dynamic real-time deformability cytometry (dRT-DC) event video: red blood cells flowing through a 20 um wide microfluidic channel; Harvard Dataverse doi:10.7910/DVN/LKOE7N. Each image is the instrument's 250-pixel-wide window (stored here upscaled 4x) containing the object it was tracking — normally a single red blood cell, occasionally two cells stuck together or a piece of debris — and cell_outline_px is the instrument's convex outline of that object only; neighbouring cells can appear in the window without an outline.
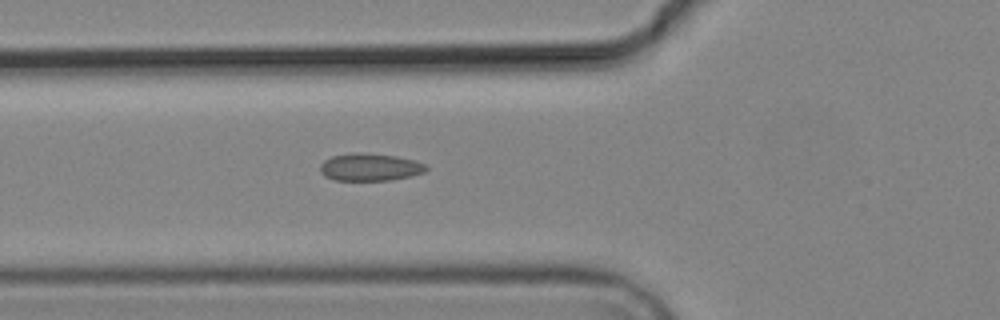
{"species": "common noctule bat (a hibernating species)", "species_latin": "Nyctalus noctula", "temperature_condition": "cold", "stored_images_in_passage": 6, "camera_frame_rate_fps": 3000, "um_per_image_px": 0.085, "animal": {"sex": "male", "body_mass_g": 19.2, "forearm_length_mm": 51.8}, "frame": {"image": 1, "passage_image": 6, "time_ms": 6.667, "image_size_px": [1000, 320], "cell_outline_px": [[428, 168], [424, 172], [412, 176], [392, 180], [336, 180], [324, 176], [320, 172], [320, 164], [324, 160], [332, 156], [356, 152], [360, 152], [396, 156], [416, 160], [424, 164]], "centroid_in_image_um": [31.45, 14.2], "position_along_channel_um": 94.4, "area_um2": 17.05}}